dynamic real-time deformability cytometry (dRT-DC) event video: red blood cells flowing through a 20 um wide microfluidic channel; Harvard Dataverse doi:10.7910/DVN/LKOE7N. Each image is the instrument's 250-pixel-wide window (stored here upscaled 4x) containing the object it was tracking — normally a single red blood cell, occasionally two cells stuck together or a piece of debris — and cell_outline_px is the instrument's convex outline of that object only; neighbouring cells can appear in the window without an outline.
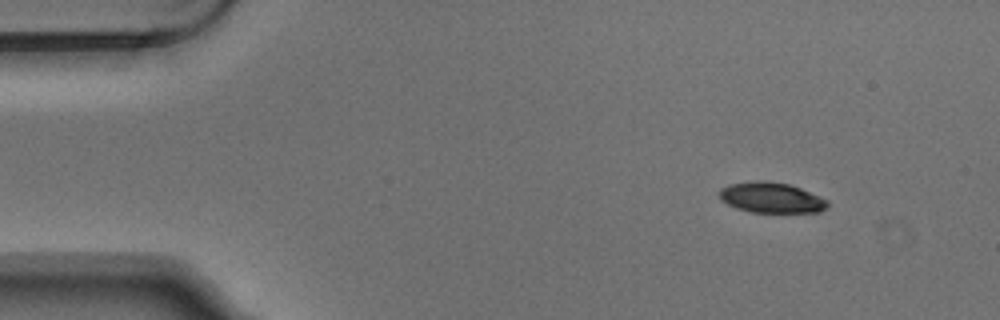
{"species": "Egyptian fruit bat (a non-hibernating species)", "species_latin": "Rousettus aegyptiacus", "temperature_condition": "warm", "stored_images_in_passage": 6, "camera_frame_rate_fps": 3000, "um_per_image_px": 0.085, "animal": {"sex": "male"}, "frame": {"image": 1, "passage_image": 1, "time_ms": 0.0, "image_size_px": [1000, 320], "cell_outline_px": [[828, 208], [820, 212], [752, 212], [736, 208], [720, 200], [720, 188], [728, 184], [756, 180], [768, 180], [788, 184], [800, 188], [828, 200]], "centroid_in_image_um": [65.55, 16.79], "position_along_channel_um": 19.4, "area_um2": 19.31}}
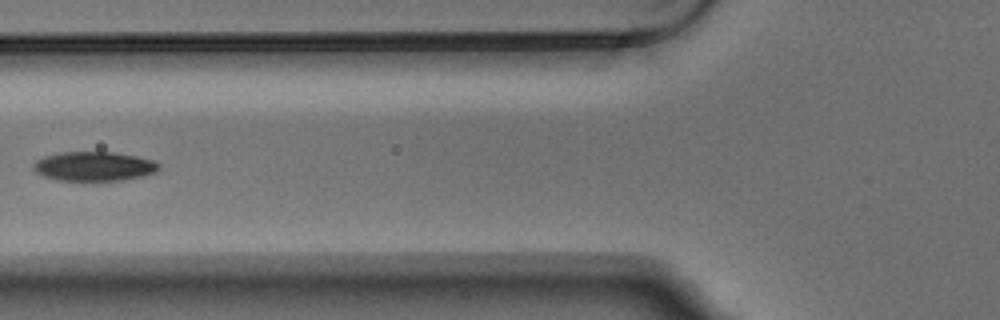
{"frame": {"image": 2, "passage_image": 5, "time_ms": 1.333, "image_size_px": [1000, 320], "cell_outline_px": [[160, 168], [156, 172], [124, 180], [56, 180], [44, 176], [36, 172], [32, 168], [32, 164], [36, 160], [44, 156], [60, 152], [112, 152], [136, 156], [156, 160], [160, 164]], "centroid_in_image_um": [7.99, 14.13], "position_along_channel_um": 117.8, "area_um2": 21.5}}
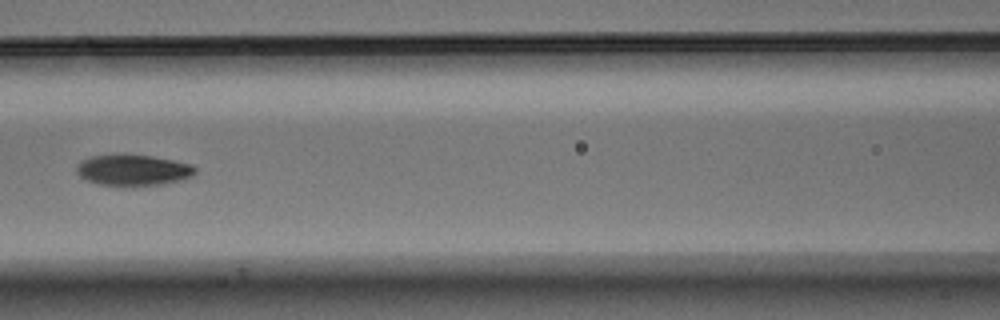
{"frame": {"image": 3, "passage_image": 6, "time_ms": 1.667, "image_size_px": [1000, 320], "cell_outline_px": [[196, 172], [192, 176], [184, 180], [164, 184], [132, 188], [124, 188], [96, 184], [84, 180], [76, 172], [76, 168], [80, 160], [92, 156], [124, 152], [152, 156], [192, 164], [196, 168]], "centroid_in_image_um": [11.28, 14.48], "position_along_channel_um": 155.3, "area_um2": 22.83}}